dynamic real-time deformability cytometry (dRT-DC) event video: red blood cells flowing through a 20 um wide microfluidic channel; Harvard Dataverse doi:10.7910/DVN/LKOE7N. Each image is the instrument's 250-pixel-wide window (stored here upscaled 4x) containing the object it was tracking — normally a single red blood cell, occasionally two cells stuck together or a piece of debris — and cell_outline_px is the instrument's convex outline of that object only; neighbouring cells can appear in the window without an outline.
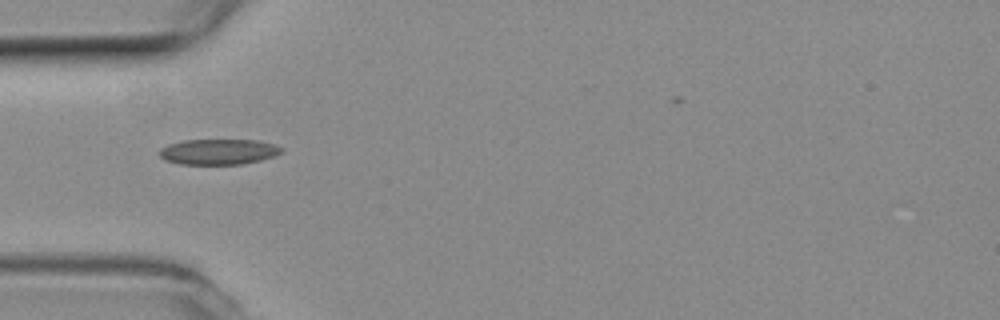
{"species": "common noctule bat (a hibernating species)", "species_latin": "Nyctalus noctula", "temperature_condition": "room temperature", "stored_images_in_passage": 1, "camera_frame_rate_fps": 3000, "um_per_image_px": 0.085, "animal": {"sex": "female", "body_mass_g": 19.3, "forearm_length_mm": 54.1}, "frame": {"image": 1, "passage_image": 1, "time_ms": 0.0, "image_size_px": [1000, 320], "cell_outline_px": [[284, 152], [260, 160], [244, 164], [180, 164], [168, 160], [160, 156], [160, 148], [168, 144], [184, 140], [260, 140], [276, 144], [284, 148]], "centroid_in_image_um": [18.63, 12.89], "position_along_channel_um": 66.4, "area_um2": 18.21}}